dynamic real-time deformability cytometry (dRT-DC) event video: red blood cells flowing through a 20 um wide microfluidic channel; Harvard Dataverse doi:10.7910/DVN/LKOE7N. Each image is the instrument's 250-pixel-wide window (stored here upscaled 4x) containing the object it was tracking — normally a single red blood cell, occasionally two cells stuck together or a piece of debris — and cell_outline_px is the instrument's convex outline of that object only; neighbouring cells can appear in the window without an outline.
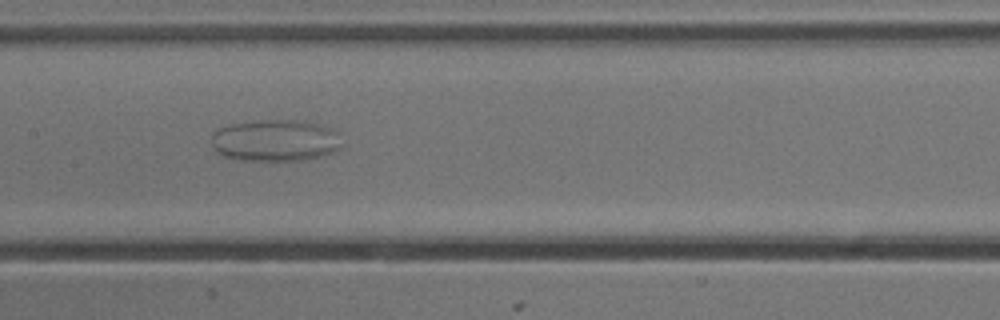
{"species": "common noctule bat (a hibernating species)", "species_latin": "Nyctalus noctula", "temperature_condition": "cold", "stored_images_in_passage": 42, "camera_frame_rate_fps": 3000, "um_per_image_px": 0.085, "animal": {"sex": "male", "body_mass_g": 13.3}, "frame": {"image": 1, "passage_image": 14, "time_ms": 4.333, "image_size_px": [1000, 320], "cell_outline_px": [[340, 148], [332, 152], [320, 156], [300, 160], [240, 160], [224, 156], [216, 152], [212, 144], [212, 136], [220, 128], [232, 124], [252, 120], [308, 120], [320, 124], [340, 132]], "centroid_in_image_um": [23.43, 11.92], "position_along_channel_um": 184.0, "area_um2": 31.85}}
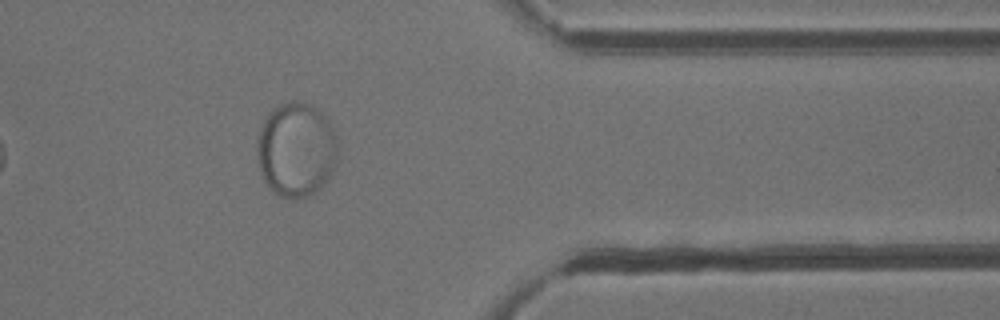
{"frame": {"image": 2, "passage_image": 32, "time_ms": 10.333, "image_size_px": [1000, 320], "cell_outline_px": [[336, 160], [332, 172], [316, 192], [308, 196], [292, 200], [288, 200], [272, 192], [264, 180], [260, 172], [260, 128], [268, 112], [272, 108], [280, 104], [292, 100], [300, 100], [312, 104], [328, 120], [336, 136]], "centroid_in_image_um": [25.19, 12.72], "position_along_channel_um": 386.2, "area_um2": 44.16}}
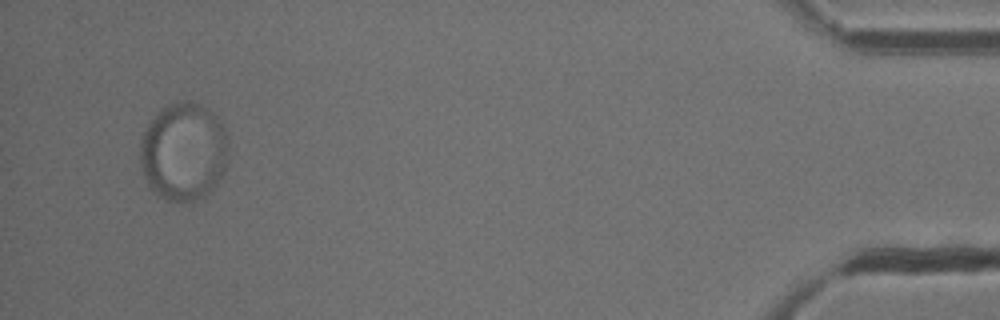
{"frame": {"image": 3, "passage_image": 40, "time_ms": 13.0, "image_size_px": [1000, 320], "cell_outline_px": [[228, 156], [224, 172], [216, 184], [204, 196], [192, 200], [168, 200], [160, 196], [148, 184], [144, 176], [140, 164], [140, 140], [148, 124], [156, 112], [160, 108], [180, 100], [192, 100], [208, 108], [216, 116], [224, 128], [228, 140]], "centroid_in_image_um": [15.61, 12.84], "position_along_channel_um": 419.6, "area_um2": 50.63}}